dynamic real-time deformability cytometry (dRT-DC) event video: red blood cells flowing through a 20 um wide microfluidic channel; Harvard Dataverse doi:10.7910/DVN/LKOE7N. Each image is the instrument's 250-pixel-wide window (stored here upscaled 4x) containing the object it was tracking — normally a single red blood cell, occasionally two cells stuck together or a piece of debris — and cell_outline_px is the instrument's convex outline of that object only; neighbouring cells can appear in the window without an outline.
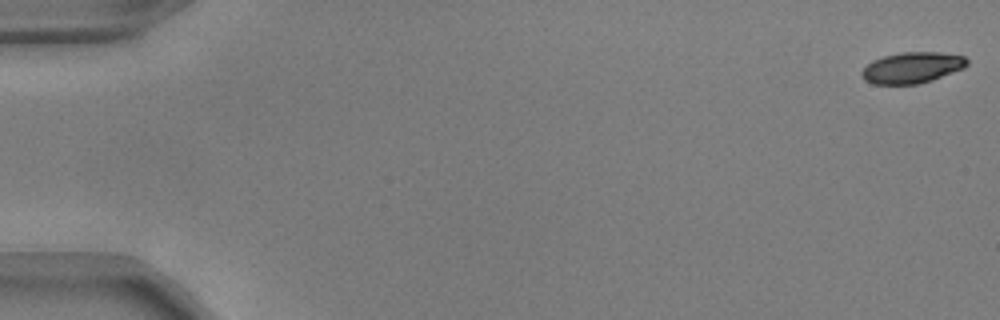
{"species": "common noctule bat (a hibernating species)", "species_latin": "Nyctalus noctula", "temperature_condition": "warm", "stored_images_in_passage": 54, "segment_of_instrument_passage": [1, 2], "camera_frame_rate_fps": 3000, "um_per_image_px": 0.085, "animal": {"sex": "male", "body_mass_g": 17.9, "forearm_length_mm": 54.2}, "frame": {"image": 1, "passage_image": 1, "time_ms": 0.0, "image_size_px": [1000, 320], "cell_outline_px": [[968, 64], [964, 68], [932, 80], [916, 84], [872, 84], [864, 80], [860, 72], [872, 60], [884, 56], [900, 52], [940, 52], [964, 56], [968, 60]], "centroid_in_image_um": [77.52, 5.75], "position_along_channel_um": 7.5, "area_um2": 19.07}}
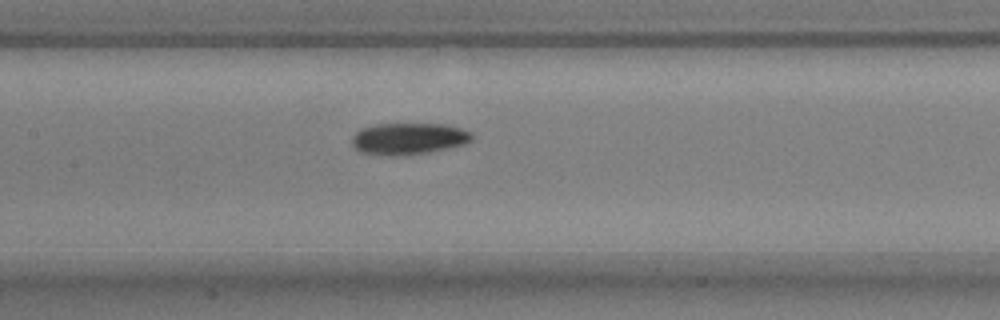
{"frame": {"image": 2, "passage_image": 26, "time_ms": 8.333, "image_size_px": [1000, 320], "cell_outline_px": [[472, 140], [464, 144], [448, 148], [428, 152], [404, 156], [388, 156], [360, 152], [352, 144], [352, 136], [360, 128], [376, 124], [444, 124], [460, 128], [472, 132]], "centroid_in_image_um": [34.71, 11.79], "position_along_channel_um": 172.7, "area_um2": 22.25}}
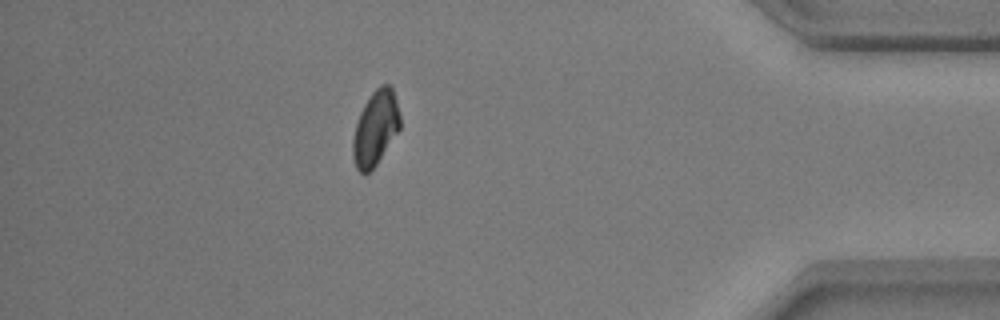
{"frame": {"image": 3, "passage_image": 47, "time_ms": 15.333, "image_size_px": [1000, 320], "cell_outline_px": [[400, 128], [376, 164], [368, 172], [360, 172], [356, 168], [352, 156], [352, 140], [356, 124], [360, 112], [364, 104], [372, 92], [380, 84], [388, 84], [392, 88], [396, 100], [400, 116]], "centroid_in_image_um": [31.9, 10.87], "position_along_channel_um": 403.3, "area_um2": 20.29}}